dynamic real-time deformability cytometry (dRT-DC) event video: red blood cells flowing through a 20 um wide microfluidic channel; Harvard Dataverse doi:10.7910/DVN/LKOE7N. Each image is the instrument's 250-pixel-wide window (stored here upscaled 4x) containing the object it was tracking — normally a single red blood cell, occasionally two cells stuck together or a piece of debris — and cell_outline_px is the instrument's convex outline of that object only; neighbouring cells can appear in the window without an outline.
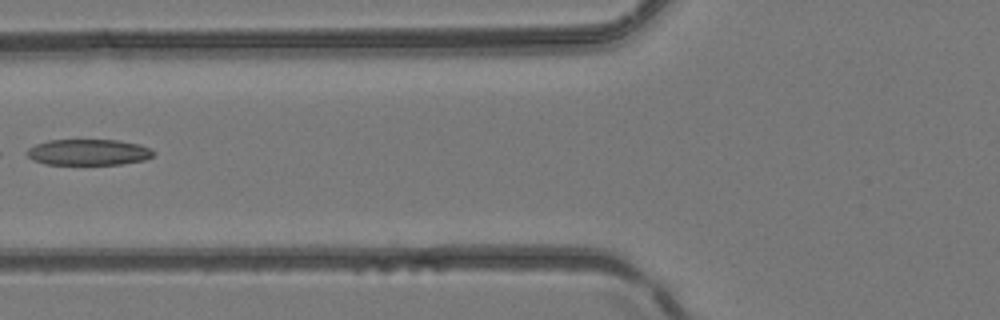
{"species": "common noctule bat (a hibernating species)", "species_latin": "Nyctalus noctula", "temperature_condition": "room temperature", "stored_images_in_passage": 6, "camera_frame_rate_fps": 3000, "um_per_image_px": 0.085, "animal": {"sex": "female", "body_mass_g": 24.6, "forearm_length_mm": 56.2}, "frame": {"image": 1, "passage_image": 6, "time_ms": 1.667, "image_size_px": [1000, 320], "cell_outline_px": [[156, 152], [152, 156], [144, 160], [120, 164], [44, 164], [32, 160], [24, 152], [28, 148], [36, 144], [48, 140], [120, 140], [140, 144], [152, 148]], "centroid_in_image_um": [7.52, 12.93], "position_along_channel_um": 118.3, "area_um2": 19.36}}